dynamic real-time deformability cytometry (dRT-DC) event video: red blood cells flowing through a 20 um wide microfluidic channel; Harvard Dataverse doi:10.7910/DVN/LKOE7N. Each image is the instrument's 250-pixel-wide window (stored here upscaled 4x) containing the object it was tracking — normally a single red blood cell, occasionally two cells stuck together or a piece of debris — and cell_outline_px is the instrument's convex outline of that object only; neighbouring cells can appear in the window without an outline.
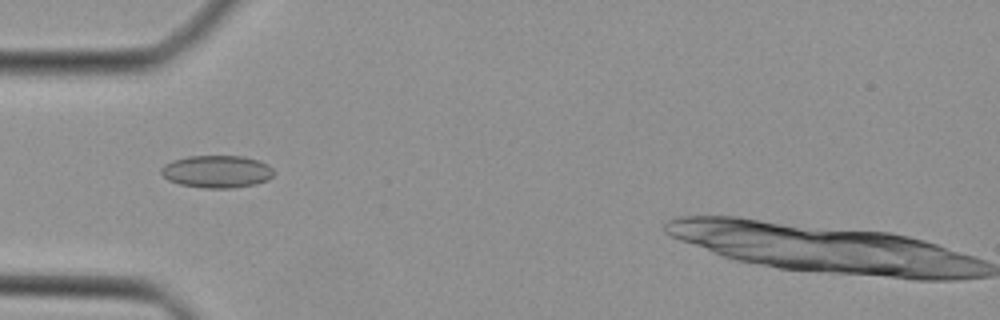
{"species": "Egyptian fruit bat (a non-hibernating species)", "species_latin": "Rousettus aegyptiacus", "temperature_condition": "cold", "stored_images_in_passage": 41, "camera_frame_rate_fps": 3000, "um_per_image_px": 0.085, "animal": {"sex": "female"}, "frame": {"image": 1, "passage_image": 15, "time_ms": 4.667, "image_size_px": [1000, 320], "cell_outline_px": [[276, 172], [268, 180], [256, 184], [232, 188], [204, 188], [180, 184], [168, 180], [160, 172], [160, 168], [164, 164], [172, 160], [188, 156], [244, 156], [260, 160], [268, 164]], "centroid_in_image_um": [18.45, 14.57], "position_along_channel_um": 66.5, "area_um2": 21.56}}
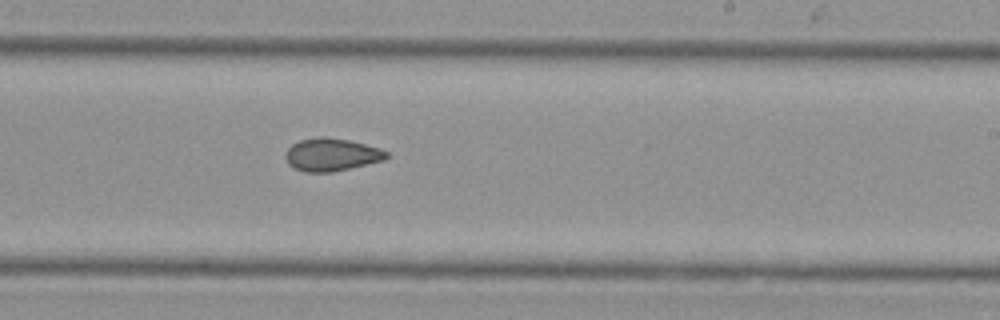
{"frame": {"image": 2, "passage_image": 28, "time_ms": 9.0, "image_size_px": [1000, 320], "cell_outline_px": [[388, 156], [384, 160], [332, 172], [304, 172], [292, 168], [288, 164], [284, 156], [288, 148], [292, 144], [300, 140], [320, 136], [324, 136], [348, 140], [380, 148], [388, 152]], "centroid_in_image_um": [28.14, 13.15], "position_along_channel_um": 260.9, "area_um2": 19.31}}
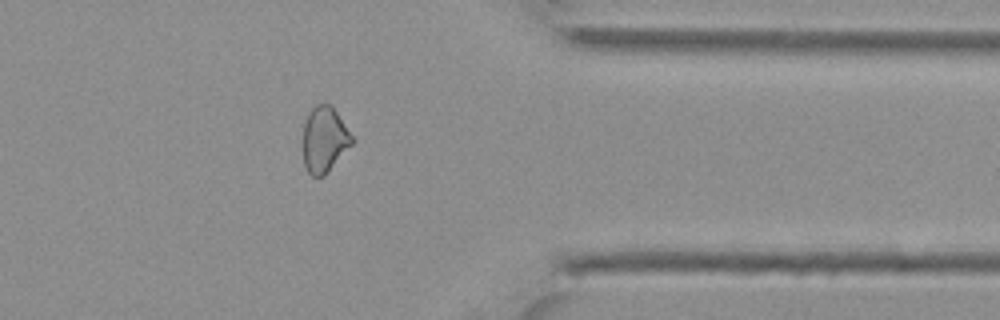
{"frame": {"image": 3, "passage_image": 37, "time_ms": 12.0, "image_size_px": [1000, 320], "cell_outline_px": [[356, 140], [324, 176], [312, 176], [308, 172], [304, 164], [304, 124], [308, 112], [316, 104], [332, 104]], "centroid_in_image_um": [27.6, 11.83], "position_along_channel_um": 383.8, "area_um2": 18.84}}